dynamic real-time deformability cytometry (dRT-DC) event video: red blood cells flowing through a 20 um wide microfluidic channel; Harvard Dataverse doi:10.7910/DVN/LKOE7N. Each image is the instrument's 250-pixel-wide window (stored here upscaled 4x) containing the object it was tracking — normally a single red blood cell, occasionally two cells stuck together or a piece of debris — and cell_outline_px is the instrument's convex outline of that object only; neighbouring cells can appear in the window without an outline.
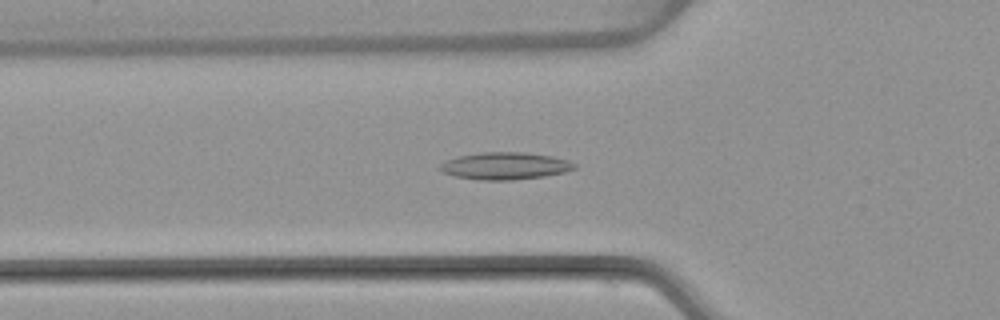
{"species": "common noctule bat (a hibernating species)", "species_latin": "Nyctalus noctula", "temperature_condition": "warm", "stored_images_in_passage": 52, "camera_frame_rate_fps": 3000, "um_per_image_px": 0.085, "animal": {"sex": "female", "body_mass_g": 22.7, "forearm_length_mm": 54.2}, "frame": {"image": 1, "passage_image": 18, "time_ms": 5.667, "image_size_px": [1000, 320], "cell_outline_px": [[576, 168], [564, 172], [544, 176], [512, 180], [480, 180], [456, 176], [440, 172], [436, 168], [444, 160], [456, 156], [480, 152], [524, 152], [552, 156], [568, 160], [576, 164]], "centroid_in_image_um": [42.86, 14.09], "position_along_channel_um": 82.9, "area_um2": 21.56}}
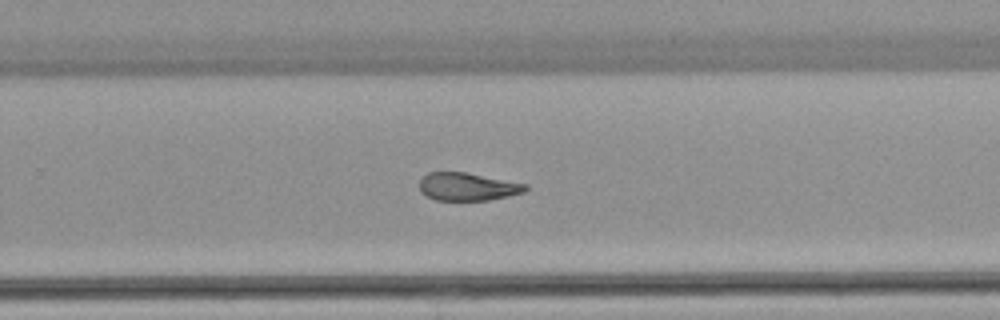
{"frame": {"image": 2, "passage_image": 34, "time_ms": 11.0, "image_size_px": [1000, 320], "cell_outline_px": [[528, 188], [524, 192], [508, 196], [488, 200], [436, 200], [420, 192], [420, 180], [428, 172], [464, 172], [528, 184]], "centroid_in_image_um": [39.75, 15.87], "position_along_channel_um": 290.1, "area_um2": 17.11}}
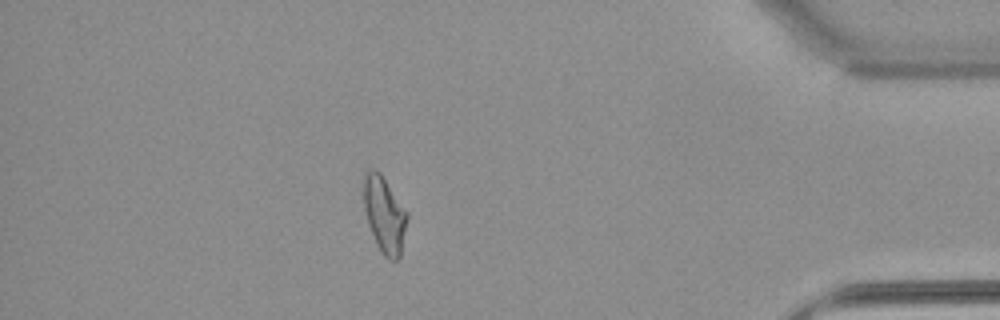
{"frame": {"image": 3, "passage_image": 46, "time_ms": 15.0, "image_size_px": [1000, 320], "cell_outline_px": [[408, 216], [400, 256], [396, 260], [388, 260], [380, 252], [376, 244], [368, 224], [364, 208], [364, 176], [368, 168], [376, 168], [380, 172], [408, 212]], "centroid_in_image_um": [32.67, 18.24], "position_along_channel_um": 402.5, "area_um2": 19.42}, "authors_computed_cell_mechanics": {"area_um2": 19.4208, "velocity_mm_per_s": 3.884, "shape_relaxation_time_tau1_ms": null, "shape_relaxation_time_tau2_ms": 3.4856, "deformation_change_tau1": null, "deformation_change_tau2": 0.1175}}